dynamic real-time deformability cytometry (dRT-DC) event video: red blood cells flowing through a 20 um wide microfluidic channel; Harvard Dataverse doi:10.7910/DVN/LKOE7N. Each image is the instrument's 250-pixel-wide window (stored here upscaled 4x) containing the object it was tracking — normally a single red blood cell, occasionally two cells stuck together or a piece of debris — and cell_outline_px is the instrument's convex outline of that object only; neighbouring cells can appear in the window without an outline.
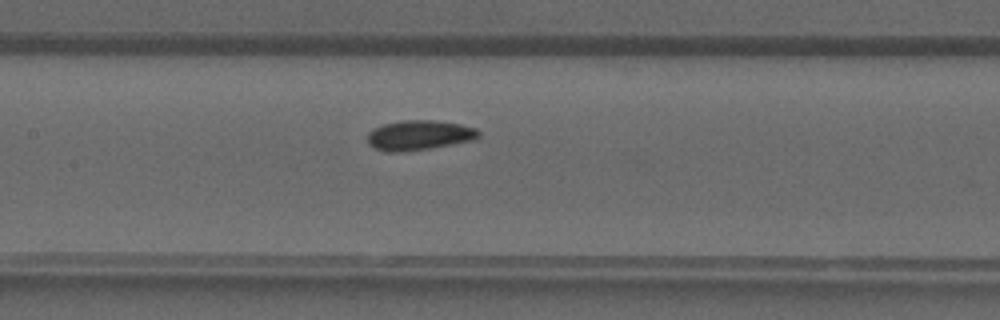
{"species": "common noctule bat (a hibernating species)", "species_latin": "Nyctalus noctula", "temperature_condition": "warm", "stored_images_in_passage": 29, "camera_frame_rate_fps": 3000, "um_per_image_px": 0.085, "animal": {"sex": "male", "forearm_length_mm": 52.5}, "frame": {"image": 1, "passage_image": 8, "time_ms": 2.333, "image_size_px": [1000, 320], "cell_outline_px": [[480, 136], [472, 140], [428, 148], [404, 152], [388, 152], [372, 148], [368, 144], [368, 132], [384, 124], [404, 120], [436, 120], [460, 124], [476, 128], [480, 132]], "centroid_in_image_um": [35.61, 11.49], "position_along_channel_um": 171.8, "area_um2": 19.25}}
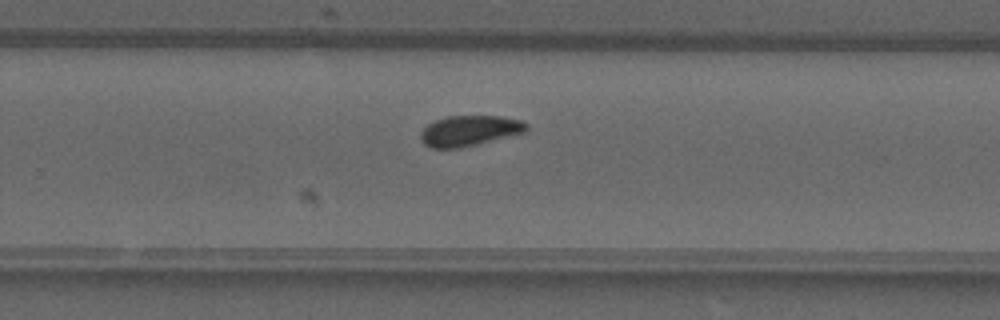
{"frame": {"image": 2, "passage_image": 15, "time_ms": 4.667, "image_size_px": [1000, 320], "cell_outline_px": [[528, 128], [524, 132], [476, 144], [456, 148], [432, 148], [424, 144], [420, 140], [420, 132], [428, 124], [436, 120], [448, 116], [500, 116], [520, 120], [528, 124]], "centroid_in_image_um": [39.87, 11.1], "position_along_channel_um": 289.9, "area_um2": 18.55}}
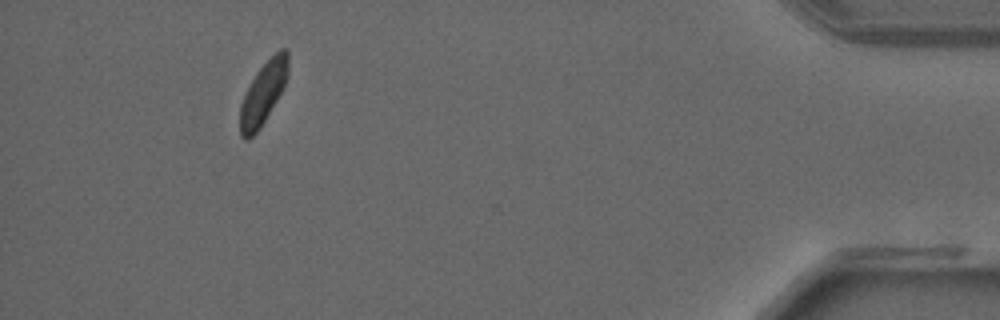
{"frame": {"image": 3, "passage_image": 26, "time_ms": 8.333, "image_size_px": [1000, 320], "cell_outline_px": [[288, 76], [284, 88], [260, 128], [248, 140], [244, 140], [240, 136], [240, 104], [252, 80], [260, 68], [280, 48], [288, 48]], "centroid_in_image_um": [22.39, 7.93], "position_along_channel_um": 412.8, "area_um2": 17.34}}